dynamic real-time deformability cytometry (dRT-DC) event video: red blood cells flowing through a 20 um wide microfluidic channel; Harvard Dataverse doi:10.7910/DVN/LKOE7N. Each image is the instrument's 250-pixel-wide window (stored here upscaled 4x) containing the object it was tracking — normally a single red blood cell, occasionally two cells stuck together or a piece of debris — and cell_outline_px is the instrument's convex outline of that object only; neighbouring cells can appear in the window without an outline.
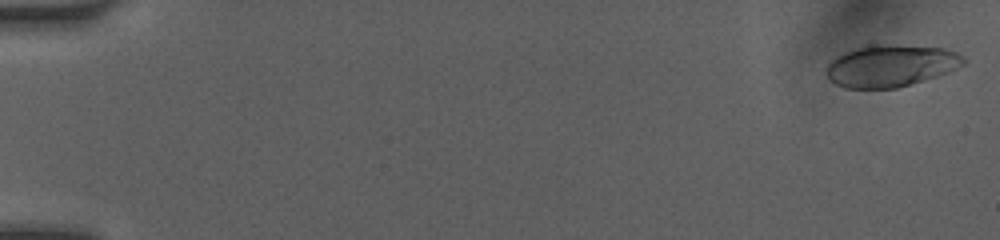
{"species": "human", "species_latin": "Homo sapiens", "temperature_condition": "room temperature", "stored_images_in_passage": 50, "camera_frame_rate_fps": 3000, "um_per_image_px": 0.085, "donor": {"sex": "female"}, "frame": {"image": 1, "passage_image": 1, "time_ms": 0.0, "image_size_px": [1000, 240], "cell_outline_px": [[968, 60], [964, 64], [948, 72], [936, 76], [896, 88], [844, 88], [828, 80], [824, 72], [828, 64], [832, 60], [856, 48], [872, 44], [888, 44], [940, 48], [956, 52], [964, 56]], "centroid_in_image_um": [75.7, 5.59], "position_along_channel_um": 9.3, "area_um2": 33.35}}
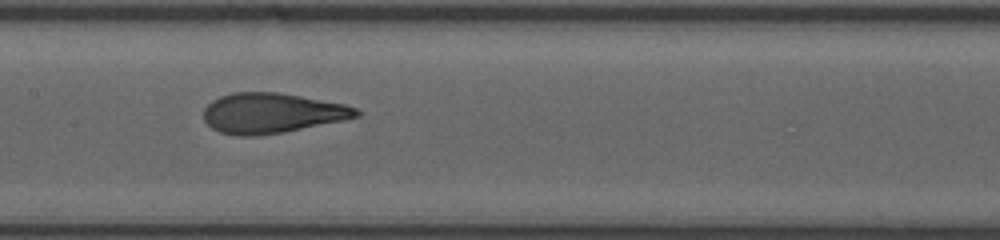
{"frame": {"image": 2, "passage_image": 26, "time_ms": 8.333, "image_size_px": [1000, 240], "cell_outline_px": [[364, 112], [360, 116], [344, 120], [284, 132], [256, 136], [236, 136], [220, 132], [212, 128], [204, 120], [204, 108], [212, 100], [220, 96], [232, 92], [276, 92], [300, 96], [344, 104], [356, 108]], "centroid_in_image_um": [23.11, 9.62], "position_along_channel_um": 184.3, "area_um2": 35.78}}
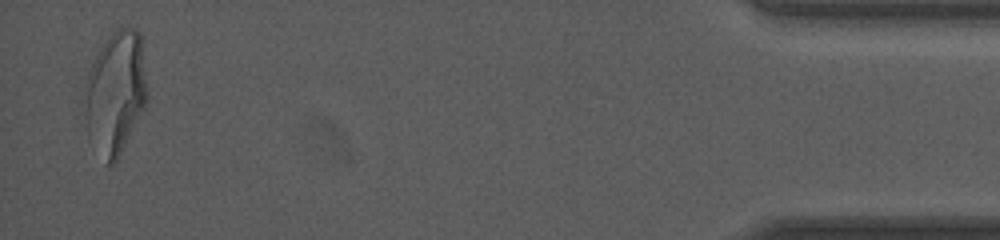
{"frame": {"image": 3, "passage_image": 49, "time_ms": 16.0, "image_size_px": [1000, 240], "cell_outline_px": [[148, 100], [144, 108], [116, 160], [112, 164], [108, 164], [88, 140], [88, 80], [92, 60], [108, 36], [116, 28], [132, 28], [140, 32], [148, 92]], "centroid_in_image_um": [9.87, 7.83], "position_along_channel_um": 425.3, "area_um2": 43.52}, "authors_computed_cell_mechanics": {"area_um2": 35.8071, "velocity_mm_per_s": 4.1584, "shape_relaxation_time_tau1_ms": 3.5374, "shape_relaxation_time_tau2_ms": 0.741, "deformation_change_tau1": 0.1964, "deformation_change_tau2": 0.0874}}